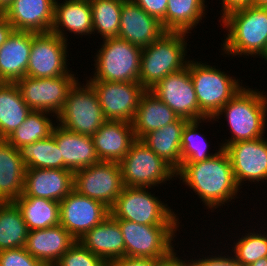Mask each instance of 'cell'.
Instances as JSON below:
<instances>
[{
  "mask_svg": "<svg viewBox=\"0 0 267 266\" xmlns=\"http://www.w3.org/2000/svg\"><path fill=\"white\" fill-rule=\"evenodd\" d=\"M193 190L211 212L238 198L228 153L222 148L214 157L197 163H183L176 177ZM231 199V200H230ZM213 210V211H212Z\"/></svg>",
  "mask_w": 267,
  "mask_h": 266,
  "instance_id": "6da1fadb",
  "label": "cell"
},
{
  "mask_svg": "<svg viewBox=\"0 0 267 266\" xmlns=\"http://www.w3.org/2000/svg\"><path fill=\"white\" fill-rule=\"evenodd\" d=\"M219 22L226 29L223 54L259 56L267 53V8L248 6L229 12ZM228 30V31H227Z\"/></svg>",
  "mask_w": 267,
  "mask_h": 266,
  "instance_id": "7a4b0ae2",
  "label": "cell"
},
{
  "mask_svg": "<svg viewBox=\"0 0 267 266\" xmlns=\"http://www.w3.org/2000/svg\"><path fill=\"white\" fill-rule=\"evenodd\" d=\"M243 87L230 99L211 120L218 122L222 115L230 127L231 138L225 139L220 145H227L246 140L264 137L267 126V94ZM220 116V117H219ZM218 119V120H216Z\"/></svg>",
  "mask_w": 267,
  "mask_h": 266,
  "instance_id": "3957f363",
  "label": "cell"
},
{
  "mask_svg": "<svg viewBox=\"0 0 267 266\" xmlns=\"http://www.w3.org/2000/svg\"><path fill=\"white\" fill-rule=\"evenodd\" d=\"M187 34L166 31L152 44L142 48L139 83L146 90L152 89L168 74L187 66Z\"/></svg>",
  "mask_w": 267,
  "mask_h": 266,
  "instance_id": "277c9868",
  "label": "cell"
},
{
  "mask_svg": "<svg viewBox=\"0 0 267 266\" xmlns=\"http://www.w3.org/2000/svg\"><path fill=\"white\" fill-rule=\"evenodd\" d=\"M187 59L199 109L208 118H213L244 87L243 82L218 70L215 65Z\"/></svg>",
  "mask_w": 267,
  "mask_h": 266,
  "instance_id": "5b68a950",
  "label": "cell"
},
{
  "mask_svg": "<svg viewBox=\"0 0 267 266\" xmlns=\"http://www.w3.org/2000/svg\"><path fill=\"white\" fill-rule=\"evenodd\" d=\"M148 187L124 186L110 214L142 225H180L179 217Z\"/></svg>",
  "mask_w": 267,
  "mask_h": 266,
  "instance_id": "8992f818",
  "label": "cell"
},
{
  "mask_svg": "<svg viewBox=\"0 0 267 266\" xmlns=\"http://www.w3.org/2000/svg\"><path fill=\"white\" fill-rule=\"evenodd\" d=\"M94 57V76L89 80L139 82L142 48L119 37L103 39Z\"/></svg>",
  "mask_w": 267,
  "mask_h": 266,
  "instance_id": "52a82bcc",
  "label": "cell"
},
{
  "mask_svg": "<svg viewBox=\"0 0 267 266\" xmlns=\"http://www.w3.org/2000/svg\"><path fill=\"white\" fill-rule=\"evenodd\" d=\"M118 224L125 243V257L173 259L176 256L172 241L181 225H142L129 220H118Z\"/></svg>",
  "mask_w": 267,
  "mask_h": 266,
  "instance_id": "ba28073f",
  "label": "cell"
},
{
  "mask_svg": "<svg viewBox=\"0 0 267 266\" xmlns=\"http://www.w3.org/2000/svg\"><path fill=\"white\" fill-rule=\"evenodd\" d=\"M81 85L78 79L70 88L55 122L74 133L92 136L106 119L94 88L88 81Z\"/></svg>",
  "mask_w": 267,
  "mask_h": 266,
  "instance_id": "9c48e42d",
  "label": "cell"
},
{
  "mask_svg": "<svg viewBox=\"0 0 267 266\" xmlns=\"http://www.w3.org/2000/svg\"><path fill=\"white\" fill-rule=\"evenodd\" d=\"M119 165L123 186L153 188L176 179V171L139 139L131 144Z\"/></svg>",
  "mask_w": 267,
  "mask_h": 266,
  "instance_id": "30bf717a",
  "label": "cell"
},
{
  "mask_svg": "<svg viewBox=\"0 0 267 266\" xmlns=\"http://www.w3.org/2000/svg\"><path fill=\"white\" fill-rule=\"evenodd\" d=\"M72 72L53 78L25 76L15 84L23 100L33 111L49 112L57 116L64 106L70 88L78 80Z\"/></svg>",
  "mask_w": 267,
  "mask_h": 266,
  "instance_id": "8fae6325",
  "label": "cell"
},
{
  "mask_svg": "<svg viewBox=\"0 0 267 266\" xmlns=\"http://www.w3.org/2000/svg\"><path fill=\"white\" fill-rule=\"evenodd\" d=\"M119 163L99 161L74 172V190L103 203L109 209L123 189Z\"/></svg>",
  "mask_w": 267,
  "mask_h": 266,
  "instance_id": "7c38bea8",
  "label": "cell"
},
{
  "mask_svg": "<svg viewBox=\"0 0 267 266\" xmlns=\"http://www.w3.org/2000/svg\"><path fill=\"white\" fill-rule=\"evenodd\" d=\"M68 43L52 32L36 33L32 38L26 76L53 78L70 73Z\"/></svg>",
  "mask_w": 267,
  "mask_h": 266,
  "instance_id": "4fadbf2b",
  "label": "cell"
},
{
  "mask_svg": "<svg viewBox=\"0 0 267 266\" xmlns=\"http://www.w3.org/2000/svg\"><path fill=\"white\" fill-rule=\"evenodd\" d=\"M87 81L97 94L106 120L132 122L146 91L139 82Z\"/></svg>",
  "mask_w": 267,
  "mask_h": 266,
  "instance_id": "5bb4252c",
  "label": "cell"
},
{
  "mask_svg": "<svg viewBox=\"0 0 267 266\" xmlns=\"http://www.w3.org/2000/svg\"><path fill=\"white\" fill-rule=\"evenodd\" d=\"M150 91L168 105L180 118L189 121L208 118L199 109L188 64L182 70L168 74Z\"/></svg>",
  "mask_w": 267,
  "mask_h": 266,
  "instance_id": "9a60e30c",
  "label": "cell"
},
{
  "mask_svg": "<svg viewBox=\"0 0 267 266\" xmlns=\"http://www.w3.org/2000/svg\"><path fill=\"white\" fill-rule=\"evenodd\" d=\"M60 203V225L77 241L109 215L103 203L72 190Z\"/></svg>",
  "mask_w": 267,
  "mask_h": 266,
  "instance_id": "2e32d148",
  "label": "cell"
},
{
  "mask_svg": "<svg viewBox=\"0 0 267 266\" xmlns=\"http://www.w3.org/2000/svg\"><path fill=\"white\" fill-rule=\"evenodd\" d=\"M236 184L241 189L244 181L267 183V138L238 141L227 145Z\"/></svg>",
  "mask_w": 267,
  "mask_h": 266,
  "instance_id": "e0dca14e",
  "label": "cell"
},
{
  "mask_svg": "<svg viewBox=\"0 0 267 266\" xmlns=\"http://www.w3.org/2000/svg\"><path fill=\"white\" fill-rule=\"evenodd\" d=\"M165 32L162 22L146 13L133 0L123 2L119 38L144 48L160 38Z\"/></svg>",
  "mask_w": 267,
  "mask_h": 266,
  "instance_id": "ac0fdd59",
  "label": "cell"
},
{
  "mask_svg": "<svg viewBox=\"0 0 267 266\" xmlns=\"http://www.w3.org/2000/svg\"><path fill=\"white\" fill-rule=\"evenodd\" d=\"M55 0H12L1 13L16 31L51 32Z\"/></svg>",
  "mask_w": 267,
  "mask_h": 266,
  "instance_id": "d6986e66",
  "label": "cell"
},
{
  "mask_svg": "<svg viewBox=\"0 0 267 266\" xmlns=\"http://www.w3.org/2000/svg\"><path fill=\"white\" fill-rule=\"evenodd\" d=\"M73 189L72 170L26 168L24 191L20 197H38L60 202Z\"/></svg>",
  "mask_w": 267,
  "mask_h": 266,
  "instance_id": "ffe728a7",
  "label": "cell"
},
{
  "mask_svg": "<svg viewBox=\"0 0 267 266\" xmlns=\"http://www.w3.org/2000/svg\"><path fill=\"white\" fill-rule=\"evenodd\" d=\"M77 240L61 225L28 232L24 248L45 266H54Z\"/></svg>",
  "mask_w": 267,
  "mask_h": 266,
  "instance_id": "44dd1931",
  "label": "cell"
},
{
  "mask_svg": "<svg viewBox=\"0 0 267 266\" xmlns=\"http://www.w3.org/2000/svg\"><path fill=\"white\" fill-rule=\"evenodd\" d=\"M100 161L119 163L136 140L131 122L106 120L92 135Z\"/></svg>",
  "mask_w": 267,
  "mask_h": 266,
  "instance_id": "7402d4cb",
  "label": "cell"
},
{
  "mask_svg": "<svg viewBox=\"0 0 267 266\" xmlns=\"http://www.w3.org/2000/svg\"><path fill=\"white\" fill-rule=\"evenodd\" d=\"M78 242L107 264L125 257L123 234L118 219L111 214L102 223L86 232Z\"/></svg>",
  "mask_w": 267,
  "mask_h": 266,
  "instance_id": "603a6c76",
  "label": "cell"
},
{
  "mask_svg": "<svg viewBox=\"0 0 267 266\" xmlns=\"http://www.w3.org/2000/svg\"><path fill=\"white\" fill-rule=\"evenodd\" d=\"M35 32L16 31L0 47V81L15 83L26 76Z\"/></svg>",
  "mask_w": 267,
  "mask_h": 266,
  "instance_id": "cb8c5ba5",
  "label": "cell"
},
{
  "mask_svg": "<svg viewBox=\"0 0 267 266\" xmlns=\"http://www.w3.org/2000/svg\"><path fill=\"white\" fill-rule=\"evenodd\" d=\"M52 135L63 158L64 169L75 172L100 161L92 136L74 133L58 123L53 128Z\"/></svg>",
  "mask_w": 267,
  "mask_h": 266,
  "instance_id": "d4e9b609",
  "label": "cell"
},
{
  "mask_svg": "<svg viewBox=\"0 0 267 266\" xmlns=\"http://www.w3.org/2000/svg\"><path fill=\"white\" fill-rule=\"evenodd\" d=\"M92 8L89 0H55L54 23L51 32L68 41V33L81 37L93 34ZM65 30V31H64Z\"/></svg>",
  "mask_w": 267,
  "mask_h": 266,
  "instance_id": "484cf974",
  "label": "cell"
},
{
  "mask_svg": "<svg viewBox=\"0 0 267 266\" xmlns=\"http://www.w3.org/2000/svg\"><path fill=\"white\" fill-rule=\"evenodd\" d=\"M25 173L19 149L0 139V202H15L23 194Z\"/></svg>",
  "mask_w": 267,
  "mask_h": 266,
  "instance_id": "4316f807",
  "label": "cell"
},
{
  "mask_svg": "<svg viewBox=\"0 0 267 266\" xmlns=\"http://www.w3.org/2000/svg\"><path fill=\"white\" fill-rule=\"evenodd\" d=\"M179 116L150 90H146L139 101L132 127L136 139L147 133L175 122Z\"/></svg>",
  "mask_w": 267,
  "mask_h": 266,
  "instance_id": "83f0119b",
  "label": "cell"
},
{
  "mask_svg": "<svg viewBox=\"0 0 267 266\" xmlns=\"http://www.w3.org/2000/svg\"><path fill=\"white\" fill-rule=\"evenodd\" d=\"M189 120L178 118L158 130L147 133L141 141L175 171L181 167V138Z\"/></svg>",
  "mask_w": 267,
  "mask_h": 266,
  "instance_id": "f1b7e54d",
  "label": "cell"
},
{
  "mask_svg": "<svg viewBox=\"0 0 267 266\" xmlns=\"http://www.w3.org/2000/svg\"><path fill=\"white\" fill-rule=\"evenodd\" d=\"M31 111L15 83H0V139L12 134Z\"/></svg>",
  "mask_w": 267,
  "mask_h": 266,
  "instance_id": "f546056e",
  "label": "cell"
},
{
  "mask_svg": "<svg viewBox=\"0 0 267 266\" xmlns=\"http://www.w3.org/2000/svg\"><path fill=\"white\" fill-rule=\"evenodd\" d=\"M14 203L21 210L29 231L60 225V203L57 201L19 197Z\"/></svg>",
  "mask_w": 267,
  "mask_h": 266,
  "instance_id": "4dcf8cb0",
  "label": "cell"
},
{
  "mask_svg": "<svg viewBox=\"0 0 267 266\" xmlns=\"http://www.w3.org/2000/svg\"><path fill=\"white\" fill-rule=\"evenodd\" d=\"M206 6L205 0H168L165 30L191 34L205 17Z\"/></svg>",
  "mask_w": 267,
  "mask_h": 266,
  "instance_id": "1f68e13d",
  "label": "cell"
},
{
  "mask_svg": "<svg viewBox=\"0 0 267 266\" xmlns=\"http://www.w3.org/2000/svg\"><path fill=\"white\" fill-rule=\"evenodd\" d=\"M28 227L14 202H0V251L24 247Z\"/></svg>",
  "mask_w": 267,
  "mask_h": 266,
  "instance_id": "d6a6232c",
  "label": "cell"
},
{
  "mask_svg": "<svg viewBox=\"0 0 267 266\" xmlns=\"http://www.w3.org/2000/svg\"><path fill=\"white\" fill-rule=\"evenodd\" d=\"M18 149L26 168L64 169V161L53 135Z\"/></svg>",
  "mask_w": 267,
  "mask_h": 266,
  "instance_id": "836d02e7",
  "label": "cell"
},
{
  "mask_svg": "<svg viewBox=\"0 0 267 266\" xmlns=\"http://www.w3.org/2000/svg\"><path fill=\"white\" fill-rule=\"evenodd\" d=\"M49 112L31 111L26 120L6 140L15 148L34 143L38 140L48 138L52 135L54 123ZM51 119L49 118V116Z\"/></svg>",
  "mask_w": 267,
  "mask_h": 266,
  "instance_id": "e575fe53",
  "label": "cell"
},
{
  "mask_svg": "<svg viewBox=\"0 0 267 266\" xmlns=\"http://www.w3.org/2000/svg\"><path fill=\"white\" fill-rule=\"evenodd\" d=\"M125 0H89L92 8L93 34L105 38L118 37L121 8Z\"/></svg>",
  "mask_w": 267,
  "mask_h": 266,
  "instance_id": "d590c367",
  "label": "cell"
},
{
  "mask_svg": "<svg viewBox=\"0 0 267 266\" xmlns=\"http://www.w3.org/2000/svg\"><path fill=\"white\" fill-rule=\"evenodd\" d=\"M204 121L207 123L212 120L211 118H207L203 120L189 121L185 125L181 138V166L183 163H197L212 158L222 149V147L219 146L220 148L215 150L217 152L214 154L207 152L210 145L204 138L205 136L201 135V132L198 131L200 129L198 128L200 123Z\"/></svg>",
  "mask_w": 267,
  "mask_h": 266,
  "instance_id": "8d00e7d4",
  "label": "cell"
},
{
  "mask_svg": "<svg viewBox=\"0 0 267 266\" xmlns=\"http://www.w3.org/2000/svg\"><path fill=\"white\" fill-rule=\"evenodd\" d=\"M249 231L234 242L231 255L241 266H249L260 258L267 257V232ZM259 232V233H258ZM233 250V251H232Z\"/></svg>",
  "mask_w": 267,
  "mask_h": 266,
  "instance_id": "74e56055",
  "label": "cell"
},
{
  "mask_svg": "<svg viewBox=\"0 0 267 266\" xmlns=\"http://www.w3.org/2000/svg\"><path fill=\"white\" fill-rule=\"evenodd\" d=\"M54 266H108V264L76 241Z\"/></svg>",
  "mask_w": 267,
  "mask_h": 266,
  "instance_id": "f35d334b",
  "label": "cell"
},
{
  "mask_svg": "<svg viewBox=\"0 0 267 266\" xmlns=\"http://www.w3.org/2000/svg\"><path fill=\"white\" fill-rule=\"evenodd\" d=\"M0 266H45L24 247L0 251Z\"/></svg>",
  "mask_w": 267,
  "mask_h": 266,
  "instance_id": "ab89813d",
  "label": "cell"
},
{
  "mask_svg": "<svg viewBox=\"0 0 267 266\" xmlns=\"http://www.w3.org/2000/svg\"><path fill=\"white\" fill-rule=\"evenodd\" d=\"M223 252L219 255L218 253L216 255H209L203 258H199L198 260H186V262L190 266H241L233 257V255H227L225 254L222 256ZM218 255V256H217Z\"/></svg>",
  "mask_w": 267,
  "mask_h": 266,
  "instance_id": "60d3db41",
  "label": "cell"
},
{
  "mask_svg": "<svg viewBox=\"0 0 267 266\" xmlns=\"http://www.w3.org/2000/svg\"><path fill=\"white\" fill-rule=\"evenodd\" d=\"M139 5L146 13L156 17L162 22L165 29V15L168 0H133Z\"/></svg>",
  "mask_w": 267,
  "mask_h": 266,
  "instance_id": "b9f144b4",
  "label": "cell"
},
{
  "mask_svg": "<svg viewBox=\"0 0 267 266\" xmlns=\"http://www.w3.org/2000/svg\"><path fill=\"white\" fill-rule=\"evenodd\" d=\"M172 259H151L142 257H123L114 260L108 266H164Z\"/></svg>",
  "mask_w": 267,
  "mask_h": 266,
  "instance_id": "7bdbcfd3",
  "label": "cell"
},
{
  "mask_svg": "<svg viewBox=\"0 0 267 266\" xmlns=\"http://www.w3.org/2000/svg\"><path fill=\"white\" fill-rule=\"evenodd\" d=\"M221 2L222 3L220 4H222V13H220V18H223L231 11L251 6L253 0H221Z\"/></svg>",
  "mask_w": 267,
  "mask_h": 266,
  "instance_id": "ee69618b",
  "label": "cell"
},
{
  "mask_svg": "<svg viewBox=\"0 0 267 266\" xmlns=\"http://www.w3.org/2000/svg\"><path fill=\"white\" fill-rule=\"evenodd\" d=\"M13 31V25L0 14V47L7 41Z\"/></svg>",
  "mask_w": 267,
  "mask_h": 266,
  "instance_id": "f6af8a7d",
  "label": "cell"
},
{
  "mask_svg": "<svg viewBox=\"0 0 267 266\" xmlns=\"http://www.w3.org/2000/svg\"><path fill=\"white\" fill-rule=\"evenodd\" d=\"M186 259L182 260L179 256H175L172 260L167 262L164 266H190L186 261Z\"/></svg>",
  "mask_w": 267,
  "mask_h": 266,
  "instance_id": "bcb514c9",
  "label": "cell"
},
{
  "mask_svg": "<svg viewBox=\"0 0 267 266\" xmlns=\"http://www.w3.org/2000/svg\"><path fill=\"white\" fill-rule=\"evenodd\" d=\"M249 266H267V257L260 258L257 261L251 263Z\"/></svg>",
  "mask_w": 267,
  "mask_h": 266,
  "instance_id": "7dc6e473",
  "label": "cell"
},
{
  "mask_svg": "<svg viewBox=\"0 0 267 266\" xmlns=\"http://www.w3.org/2000/svg\"><path fill=\"white\" fill-rule=\"evenodd\" d=\"M253 6L267 8V0H253Z\"/></svg>",
  "mask_w": 267,
  "mask_h": 266,
  "instance_id": "c3c4849f",
  "label": "cell"
},
{
  "mask_svg": "<svg viewBox=\"0 0 267 266\" xmlns=\"http://www.w3.org/2000/svg\"><path fill=\"white\" fill-rule=\"evenodd\" d=\"M11 1L12 0H0V14L5 10Z\"/></svg>",
  "mask_w": 267,
  "mask_h": 266,
  "instance_id": "681fc988",
  "label": "cell"
},
{
  "mask_svg": "<svg viewBox=\"0 0 267 266\" xmlns=\"http://www.w3.org/2000/svg\"><path fill=\"white\" fill-rule=\"evenodd\" d=\"M263 58L267 61V53L265 54V56Z\"/></svg>",
  "mask_w": 267,
  "mask_h": 266,
  "instance_id": "f907efd6",
  "label": "cell"
}]
</instances>
